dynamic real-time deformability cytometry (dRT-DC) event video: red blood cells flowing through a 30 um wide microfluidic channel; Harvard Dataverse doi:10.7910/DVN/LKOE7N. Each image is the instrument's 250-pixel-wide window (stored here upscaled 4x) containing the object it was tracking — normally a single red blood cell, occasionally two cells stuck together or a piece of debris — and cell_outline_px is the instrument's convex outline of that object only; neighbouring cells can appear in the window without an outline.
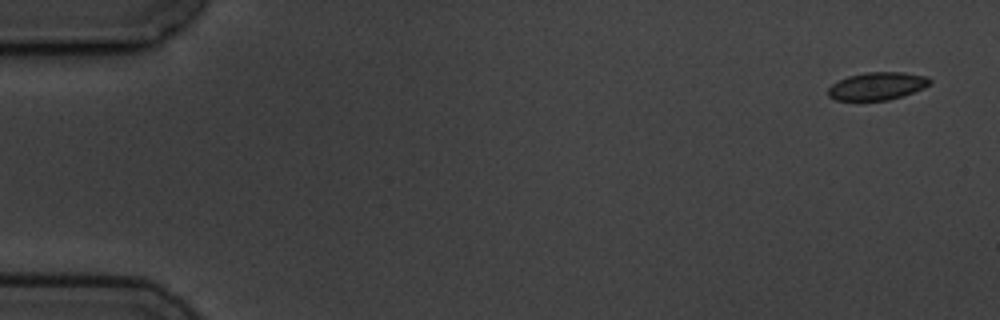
{"species": "common noctule bat (a hibernating species)", "species_latin": "Nyctalus noctula", "temperature_condition": "cold", "stored_images_in_passage": 5, "camera_frame_rate_fps": 3000, "um_per_image_px": 0.085, "animal": {"sex": "male", "body_mass_g": 19.5, "forearm_length_mm": 54.6}, "frame": {"image": 1, "passage_image": 1, "time_ms": 0.0, "image_size_px": [1000, 320], "cell_outline_px": [[932, 84], [924, 88], [888, 100], [836, 100], [828, 96], [828, 88], [832, 84], [848, 76], [868, 72], [904, 72], [928, 76], [932, 80]], "centroid_in_image_um": [74.59, 7.3], "position_along_channel_um": 10.4, "area_um2": 16.42}}